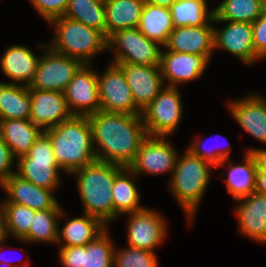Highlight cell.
<instances>
[{
	"label": "cell",
	"instance_id": "cell-3",
	"mask_svg": "<svg viewBox=\"0 0 266 267\" xmlns=\"http://www.w3.org/2000/svg\"><path fill=\"white\" fill-rule=\"evenodd\" d=\"M124 168L117 164L95 160L73 172L78 179V191L84 205V214L99 218L105 225L114 219L111 191L115 177Z\"/></svg>",
	"mask_w": 266,
	"mask_h": 267
},
{
	"label": "cell",
	"instance_id": "cell-44",
	"mask_svg": "<svg viewBox=\"0 0 266 267\" xmlns=\"http://www.w3.org/2000/svg\"><path fill=\"white\" fill-rule=\"evenodd\" d=\"M145 3L154 5V6H161V7H166L170 8L171 5L176 2L177 0H144Z\"/></svg>",
	"mask_w": 266,
	"mask_h": 267
},
{
	"label": "cell",
	"instance_id": "cell-46",
	"mask_svg": "<svg viewBox=\"0 0 266 267\" xmlns=\"http://www.w3.org/2000/svg\"><path fill=\"white\" fill-rule=\"evenodd\" d=\"M260 1H262L266 5V0H260Z\"/></svg>",
	"mask_w": 266,
	"mask_h": 267
},
{
	"label": "cell",
	"instance_id": "cell-14",
	"mask_svg": "<svg viewBox=\"0 0 266 267\" xmlns=\"http://www.w3.org/2000/svg\"><path fill=\"white\" fill-rule=\"evenodd\" d=\"M125 74L137 108L142 112L160 93L164 85L161 67L113 63Z\"/></svg>",
	"mask_w": 266,
	"mask_h": 267
},
{
	"label": "cell",
	"instance_id": "cell-4",
	"mask_svg": "<svg viewBox=\"0 0 266 267\" xmlns=\"http://www.w3.org/2000/svg\"><path fill=\"white\" fill-rule=\"evenodd\" d=\"M56 34L48 46L51 50L90 64L95 54L107 48V38L98 30L64 16L49 21Z\"/></svg>",
	"mask_w": 266,
	"mask_h": 267
},
{
	"label": "cell",
	"instance_id": "cell-9",
	"mask_svg": "<svg viewBox=\"0 0 266 267\" xmlns=\"http://www.w3.org/2000/svg\"><path fill=\"white\" fill-rule=\"evenodd\" d=\"M39 59L38 66L29 89L64 92L74 75L83 65L75 58L59 54L48 46Z\"/></svg>",
	"mask_w": 266,
	"mask_h": 267
},
{
	"label": "cell",
	"instance_id": "cell-24",
	"mask_svg": "<svg viewBox=\"0 0 266 267\" xmlns=\"http://www.w3.org/2000/svg\"><path fill=\"white\" fill-rule=\"evenodd\" d=\"M39 59L26 46L13 45L2 55L0 67L6 76L15 81L11 84L24 82L28 86L35 75Z\"/></svg>",
	"mask_w": 266,
	"mask_h": 267
},
{
	"label": "cell",
	"instance_id": "cell-39",
	"mask_svg": "<svg viewBox=\"0 0 266 267\" xmlns=\"http://www.w3.org/2000/svg\"><path fill=\"white\" fill-rule=\"evenodd\" d=\"M253 45L259 58L266 57V8L252 23Z\"/></svg>",
	"mask_w": 266,
	"mask_h": 267
},
{
	"label": "cell",
	"instance_id": "cell-13",
	"mask_svg": "<svg viewBox=\"0 0 266 267\" xmlns=\"http://www.w3.org/2000/svg\"><path fill=\"white\" fill-rule=\"evenodd\" d=\"M64 267H113L114 248L106 229L85 246H62Z\"/></svg>",
	"mask_w": 266,
	"mask_h": 267
},
{
	"label": "cell",
	"instance_id": "cell-23",
	"mask_svg": "<svg viewBox=\"0 0 266 267\" xmlns=\"http://www.w3.org/2000/svg\"><path fill=\"white\" fill-rule=\"evenodd\" d=\"M44 131L26 119L0 120V136L14 158L26 155Z\"/></svg>",
	"mask_w": 266,
	"mask_h": 267
},
{
	"label": "cell",
	"instance_id": "cell-1",
	"mask_svg": "<svg viewBox=\"0 0 266 267\" xmlns=\"http://www.w3.org/2000/svg\"><path fill=\"white\" fill-rule=\"evenodd\" d=\"M88 119L97 160L129 168L148 136L142 115L99 111Z\"/></svg>",
	"mask_w": 266,
	"mask_h": 267
},
{
	"label": "cell",
	"instance_id": "cell-17",
	"mask_svg": "<svg viewBox=\"0 0 266 267\" xmlns=\"http://www.w3.org/2000/svg\"><path fill=\"white\" fill-rule=\"evenodd\" d=\"M209 60L205 56L167 50L161 52V72L163 81L169 80V87L187 83L201 77Z\"/></svg>",
	"mask_w": 266,
	"mask_h": 267
},
{
	"label": "cell",
	"instance_id": "cell-11",
	"mask_svg": "<svg viewBox=\"0 0 266 267\" xmlns=\"http://www.w3.org/2000/svg\"><path fill=\"white\" fill-rule=\"evenodd\" d=\"M90 66L83 64L63 92L73 116H89L100 111L97 72Z\"/></svg>",
	"mask_w": 266,
	"mask_h": 267
},
{
	"label": "cell",
	"instance_id": "cell-43",
	"mask_svg": "<svg viewBox=\"0 0 266 267\" xmlns=\"http://www.w3.org/2000/svg\"><path fill=\"white\" fill-rule=\"evenodd\" d=\"M248 153H254L258 164L266 171V149H249Z\"/></svg>",
	"mask_w": 266,
	"mask_h": 267
},
{
	"label": "cell",
	"instance_id": "cell-2",
	"mask_svg": "<svg viewBox=\"0 0 266 267\" xmlns=\"http://www.w3.org/2000/svg\"><path fill=\"white\" fill-rule=\"evenodd\" d=\"M44 132L51 140L53 153L61 170L73 174L97 160L88 116H72Z\"/></svg>",
	"mask_w": 266,
	"mask_h": 267
},
{
	"label": "cell",
	"instance_id": "cell-35",
	"mask_svg": "<svg viewBox=\"0 0 266 267\" xmlns=\"http://www.w3.org/2000/svg\"><path fill=\"white\" fill-rule=\"evenodd\" d=\"M2 206L5 212L7 232L9 235L24 240L28 236L35 210L15 203H2Z\"/></svg>",
	"mask_w": 266,
	"mask_h": 267
},
{
	"label": "cell",
	"instance_id": "cell-37",
	"mask_svg": "<svg viewBox=\"0 0 266 267\" xmlns=\"http://www.w3.org/2000/svg\"><path fill=\"white\" fill-rule=\"evenodd\" d=\"M35 9L49 22L64 16L69 0H30Z\"/></svg>",
	"mask_w": 266,
	"mask_h": 267
},
{
	"label": "cell",
	"instance_id": "cell-12",
	"mask_svg": "<svg viewBox=\"0 0 266 267\" xmlns=\"http://www.w3.org/2000/svg\"><path fill=\"white\" fill-rule=\"evenodd\" d=\"M177 157L176 150L165 140V137L147 136L129 168L136 176L143 172L151 174L172 172Z\"/></svg>",
	"mask_w": 266,
	"mask_h": 267
},
{
	"label": "cell",
	"instance_id": "cell-10",
	"mask_svg": "<svg viewBox=\"0 0 266 267\" xmlns=\"http://www.w3.org/2000/svg\"><path fill=\"white\" fill-rule=\"evenodd\" d=\"M98 77L100 111L141 115L122 69L111 64Z\"/></svg>",
	"mask_w": 266,
	"mask_h": 267
},
{
	"label": "cell",
	"instance_id": "cell-8",
	"mask_svg": "<svg viewBox=\"0 0 266 267\" xmlns=\"http://www.w3.org/2000/svg\"><path fill=\"white\" fill-rule=\"evenodd\" d=\"M164 87L141 114L148 136L167 137L176 130L182 118L183 105L178 88Z\"/></svg>",
	"mask_w": 266,
	"mask_h": 267
},
{
	"label": "cell",
	"instance_id": "cell-15",
	"mask_svg": "<svg viewBox=\"0 0 266 267\" xmlns=\"http://www.w3.org/2000/svg\"><path fill=\"white\" fill-rule=\"evenodd\" d=\"M128 245L154 252V248L163 241L166 235V225L162 216L155 211L145 209L127 213Z\"/></svg>",
	"mask_w": 266,
	"mask_h": 267
},
{
	"label": "cell",
	"instance_id": "cell-31",
	"mask_svg": "<svg viewBox=\"0 0 266 267\" xmlns=\"http://www.w3.org/2000/svg\"><path fill=\"white\" fill-rule=\"evenodd\" d=\"M260 0H224L213 9V22L253 23L265 10Z\"/></svg>",
	"mask_w": 266,
	"mask_h": 267
},
{
	"label": "cell",
	"instance_id": "cell-18",
	"mask_svg": "<svg viewBox=\"0 0 266 267\" xmlns=\"http://www.w3.org/2000/svg\"><path fill=\"white\" fill-rule=\"evenodd\" d=\"M228 22L221 31L214 28V49L222 48L248 65L260 59L254 50L252 24Z\"/></svg>",
	"mask_w": 266,
	"mask_h": 267
},
{
	"label": "cell",
	"instance_id": "cell-34",
	"mask_svg": "<svg viewBox=\"0 0 266 267\" xmlns=\"http://www.w3.org/2000/svg\"><path fill=\"white\" fill-rule=\"evenodd\" d=\"M60 216H63V209L59 203L53 209L35 211L28 236L23 241L57 243L59 237L57 219Z\"/></svg>",
	"mask_w": 266,
	"mask_h": 267
},
{
	"label": "cell",
	"instance_id": "cell-5",
	"mask_svg": "<svg viewBox=\"0 0 266 267\" xmlns=\"http://www.w3.org/2000/svg\"><path fill=\"white\" fill-rule=\"evenodd\" d=\"M178 158L172 172L170 189L190 219L193 218L209 184V168L215 166L193 155L189 150L185 151L180 159Z\"/></svg>",
	"mask_w": 266,
	"mask_h": 267
},
{
	"label": "cell",
	"instance_id": "cell-28",
	"mask_svg": "<svg viewBox=\"0 0 266 267\" xmlns=\"http://www.w3.org/2000/svg\"><path fill=\"white\" fill-rule=\"evenodd\" d=\"M31 97L28 86L0 82V120H30Z\"/></svg>",
	"mask_w": 266,
	"mask_h": 267
},
{
	"label": "cell",
	"instance_id": "cell-45",
	"mask_svg": "<svg viewBox=\"0 0 266 267\" xmlns=\"http://www.w3.org/2000/svg\"><path fill=\"white\" fill-rule=\"evenodd\" d=\"M3 246L0 244V251H1V248H2ZM1 253V252H0ZM2 256H1V254H0V265H1V263H3L4 265H9L8 263H10L9 261H6V260H2V258H1Z\"/></svg>",
	"mask_w": 266,
	"mask_h": 267
},
{
	"label": "cell",
	"instance_id": "cell-36",
	"mask_svg": "<svg viewBox=\"0 0 266 267\" xmlns=\"http://www.w3.org/2000/svg\"><path fill=\"white\" fill-rule=\"evenodd\" d=\"M113 266L158 267V261L154 252L129 246V248L120 251L114 249Z\"/></svg>",
	"mask_w": 266,
	"mask_h": 267
},
{
	"label": "cell",
	"instance_id": "cell-19",
	"mask_svg": "<svg viewBox=\"0 0 266 267\" xmlns=\"http://www.w3.org/2000/svg\"><path fill=\"white\" fill-rule=\"evenodd\" d=\"M213 38L211 25L184 26L173 29L164 47L169 51L205 56L209 60L214 50Z\"/></svg>",
	"mask_w": 266,
	"mask_h": 267
},
{
	"label": "cell",
	"instance_id": "cell-21",
	"mask_svg": "<svg viewBox=\"0 0 266 267\" xmlns=\"http://www.w3.org/2000/svg\"><path fill=\"white\" fill-rule=\"evenodd\" d=\"M235 208L241 233L259 243H266V195L251 193Z\"/></svg>",
	"mask_w": 266,
	"mask_h": 267
},
{
	"label": "cell",
	"instance_id": "cell-42",
	"mask_svg": "<svg viewBox=\"0 0 266 267\" xmlns=\"http://www.w3.org/2000/svg\"><path fill=\"white\" fill-rule=\"evenodd\" d=\"M8 236L5 220V212L2 204H0V244L3 243L5 238Z\"/></svg>",
	"mask_w": 266,
	"mask_h": 267
},
{
	"label": "cell",
	"instance_id": "cell-7",
	"mask_svg": "<svg viewBox=\"0 0 266 267\" xmlns=\"http://www.w3.org/2000/svg\"><path fill=\"white\" fill-rule=\"evenodd\" d=\"M158 45L137 27L115 31L107 38V48H115V61L112 63L160 66L162 50Z\"/></svg>",
	"mask_w": 266,
	"mask_h": 267
},
{
	"label": "cell",
	"instance_id": "cell-40",
	"mask_svg": "<svg viewBox=\"0 0 266 267\" xmlns=\"http://www.w3.org/2000/svg\"><path fill=\"white\" fill-rule=\"evenodd\" d=\"M14 159L10 148L0 136V185L12 174L16 173L11 168L15 162Z\"/></svg>",
	"mask_w": 266,
	"mask_h": 267
},
{
	"label": "cell",
	"instance_id": "cell-29",
	"mask_svg": "<svg viewBox=\"0 0 266 267\" xmlns=\"http://www.w3.org/2000/svg\"><path fill=\"white\" fill-rule=\"evenodd\" d=\"M106 228V225L99 218L84 214L82 217L67 221L62 230L58 231V243L64 239L63 241H66L63 243L64 246H85Z\"/></svg>",
	"mask_w": 266,
	"mask_h": 267
},
{
	"label": "cell",
	"instance_id": "cell-27",
	"mask_svg": "<svg viewBox=\"0 0 266 267\" xmlns=\"http://www.w3.org/2000/svg\"><path fill=\"white\" fill-rule=\"evenodd\" d=\"M226 161L230 165V170L224 181L227 182V191L232 197L238 201L253 193L256 189V172L259 166L256 155L247 152L244 165L234 166L229 159H226L217 167L224 165Z\"/></svg>",
	"mask_w": 266,
	"mask_h": 267
},
{
	"label": "cell",
	"instance_id": "cell-16",
	"mask_svg": "<svg viewBox=\"0 0 266 267\" xmlns=\"http://www.w3.org/2000/svg\"><path fill=\"white\" fill-rule=\"evenodd\" d=\"M30 121L43 131L70 119L71 114L63 92L29 89Z\"/></svg>",
	"mask_w": 266,
	"mask_h": 267
},
{
	"label": "cell",
	"instance_id": "cell-38",
	"mask_svg": "<svg viewBox=\"0 0 266 267\" xmlns=\"http://www.w3.org/2000/svg\"><path fill=\"white\" fill-rule=\"evenodd\" d=\"M194 144L192 143L187 150H189L193 155L201 158L202 160L208 161L217 168L220 163L224 162V160L229 159V152L231 151L230 146L226 147V149L221 150H205V145L203 148L200 146V139L195 138Z\"/></svg>",
	"mask_w": 266,
	"mask_h": 267
},
{
	"label": "cell",
	"instance_id": "cell-22",
	"mask_svg": "<svg viewBox=\"0 0 266 267\" xmlns=\"http://www.w3.org/2000/svg\"><path fill=\"white\" fill-rule=\"evenodd\" d=\"M229 105L239 125L254 138L266 143V99L250 95Z\"/></svg>",
	"mask_w": 266,
	"mask_h": 267
},
{
	"label": "cell",
	"instance_id": "cell-41",
	"mask_svg": "<svg viewBox=\"0 0 266 267\" xmlns=\"http://www.w3.org/2000/svg\"><path fill=\"white\" fill-rule=\"evenodd\" d=\"M256 192L266 195V171L259 165L256 172Z\"/></svg>",
	"mask_w": 266,
	"mask_h": 267
},
{
	"label": "cell",
	"instance_id": "cell-25",
	"mask_svg": "<svg viewBox=\"0 0 266 267\" xmlns=\"http://www.w3.org/2000/svg\"><path fill=\"white\" fill-rule=\"evenodd\" d=\"M144 0H104L106 38L115 31L138 27Z\"/></svg>",
	"mask_w": 266,
	"mask_h": 267
},
{
	"label": "cell",
	"instance_id": "cell-26",
	"mask_svg": "<svg viewBox=\"0 0 266 267\" xmlns=\"http://www.w3.org/2000/svg\"><path fill=\"white\" fill-rule=\"evenodd\" d=\"M137 28L146 38L164 47L174 29L170 8L145 3Z\"/></svg>",
	"mask_w": 266,
	"mask_h": 267
},
{
	"label": "cell",
	"instance_id": "cell-33",
	"mask_svg": "<svg viewBox=\"0 0 266 267\" xmlns=\"http://www.w3.org/2000/svg\"><path fill=\"white\" fill-rule=\"evenodd\" d=\"M64 17L96 29L106 37L104 0H69Z\"/></svg>",
	"mask_w": 266,
	"mask_h": 267
},
{
	"label": "cell",
	"instance_id": "cell-20",
	"mask_svg": "<svg viewBox=\"0 0 266 267\" xmlns=\"http://www.w3.org/2000/svg\"><path fill=\"white\" fill-rule=\"evenodd\" d=\"M0 186L9 194V198L3 203L21 204L35 211L53 209L58 204L52 194L53 190L37 187L16 173Z\"/></svg>",
	"mask_w": 266,
	"mask_h": 267
},
{
	"label": "cell",
	"instance_id": "cell-6",
	"mask_svg": "<svg viewBox=\"0 0 266 267\" xmlns=\"http://www.w3.org/2000/svg\"><path fill=\"white\" fill-rule=\"evenodd\" d=\"M18 172L21 178L30 181L37 187L53 190L59 186V169L49 136L43 132L34 142L29 152L17 159Z\"/></svg>",
	"mask_w": 266,
	"mask_h": 267
},
{
	"label": "cell",
	"instance_id": "cell-30",
	"mask_svg": "<svg viewBox=\"0 0 266 267\" xmlns=\"http://www.w3.org/2000/svg\"><path fill=\"white\" fill-rule=\"evenodd\" d=\"M135 174L130 168H124L114 180L112 198L114 204V219L122 213H130L143 209L139 205L140 194L132 180Z\"/></svg>",
	"mask_w": 266,
	"mask_h": 267
},
{
	"label": "cell",
	"instance_id": "cell-32",
	"mask_svg": "<svg viewBox=\"0 0 266 267\" xmlns=\"http://www.w3.org/2000/svg\"><path fill=\"white\" fill-rule=\"evenodd\" d=\"M173 28L212 25L214 11L209 13L206 0H177L170 7Z\"/></svg>",
	"mask_w": 266,
	"mask_h": 267
}]
</instances>
